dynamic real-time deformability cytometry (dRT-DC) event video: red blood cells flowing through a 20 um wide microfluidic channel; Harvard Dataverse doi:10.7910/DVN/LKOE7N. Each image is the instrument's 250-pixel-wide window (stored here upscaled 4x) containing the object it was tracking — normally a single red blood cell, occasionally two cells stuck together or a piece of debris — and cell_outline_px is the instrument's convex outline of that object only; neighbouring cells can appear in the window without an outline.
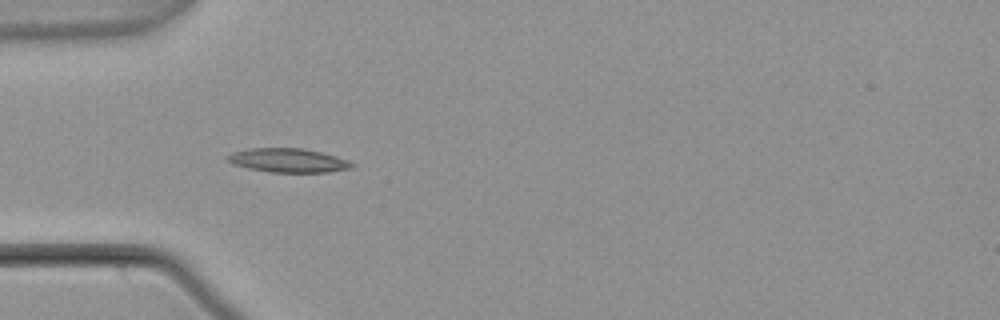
{"species": "common noctule bat (a hibernating species)", "species_latin": "Nyctalus noctula", "temperature_condition": "warm", "stored_images_in_passage": 4, "camera_frame_rate_fps": 3000, "um_per_image_px": 0.085, "animal": {"sex": "male", "body_mass_g": 21.5, "forearm_length_mm": 52.0}, "frame": {"image": 1, "passage_image": 3, "time_ms": 0.667, "image_size_px": [1000, 320], "cell_outline_px": [[356, 164], [352, 168], [328, 172], [272, 172], [248, 168], [232, 164], [224, 156], [232, 152], [248, 148], [304, 148], [336, 156], [348, 160]], "centroid_in_image_um": [24.48, 13.62], "position_along_channel_um": 60.5, "area_um2": 17.46}}
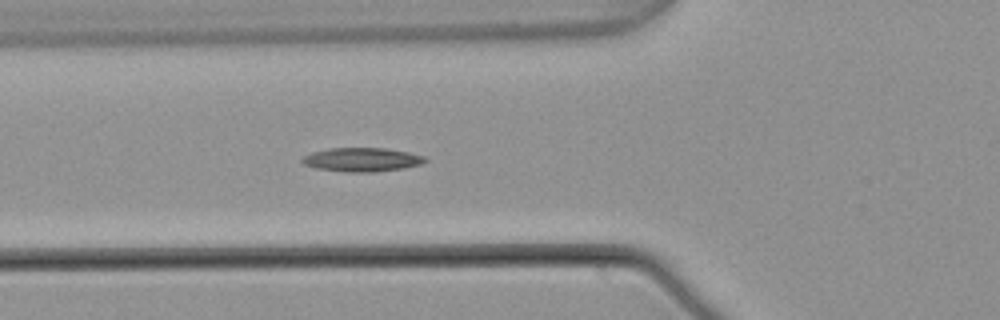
{"frame": {"image": 2, "passage_image": 4, "time_ms": 1.0, "image_size_px": [1000, 320], "cell_outline_px": [[428, 160], [420, 164], [404, 168], [376, 172], [344, 172], [316, 168], [304, 164], [300, 160], [304, 156], [312, 152], [328, 148], [384, 148], [408, 152], [424, 156]], "centroid_in_image_um": [30.75, 13.57], "position_along_channel_um": 95.0, "area_um2": 17.11}}